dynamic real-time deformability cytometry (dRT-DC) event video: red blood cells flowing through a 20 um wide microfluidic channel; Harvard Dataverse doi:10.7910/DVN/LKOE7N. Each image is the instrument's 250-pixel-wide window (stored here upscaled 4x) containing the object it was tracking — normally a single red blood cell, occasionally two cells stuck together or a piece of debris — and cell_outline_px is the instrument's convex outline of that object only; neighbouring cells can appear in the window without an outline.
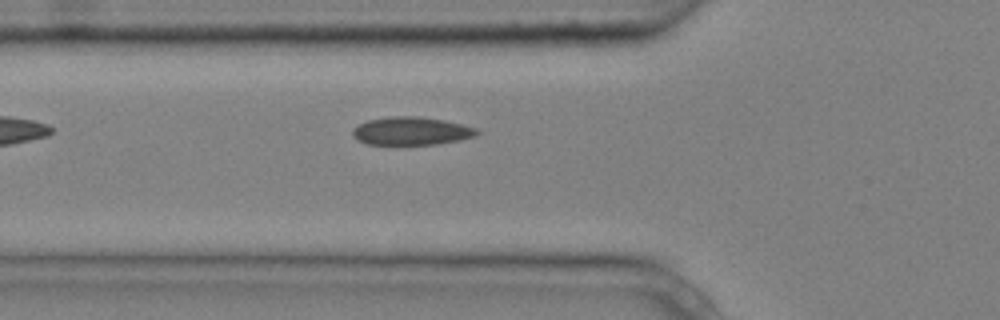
{"species": "common noctule bat (a hibernating species)", "species_latin": "Nyctalus noctula", "temperature_condition": "cold", "stored_images_in_passage": 2, "camera_frame_rate_fps": 3000, "um_per_image_px": 0.085, "animal": {"sex": "male", "body_mass_g": 20.4}, "frame": {"image": 1, "passage_image": 2, "time_ms": 0.333, "image_size_px": [1000, 320], "cell_outline_px": [[480, 132], [476, 136], [460, 140], [436, 144], [368, 144], [356, 140], [352, 136], [352, 128], [368, 120], [392, 116], [420, 116], [444, 120], [476, 128]], "centroid_in_image_um": [34.95, 11.13], "position_along_channel_um": 90.8, "area_um2": 20.35}}